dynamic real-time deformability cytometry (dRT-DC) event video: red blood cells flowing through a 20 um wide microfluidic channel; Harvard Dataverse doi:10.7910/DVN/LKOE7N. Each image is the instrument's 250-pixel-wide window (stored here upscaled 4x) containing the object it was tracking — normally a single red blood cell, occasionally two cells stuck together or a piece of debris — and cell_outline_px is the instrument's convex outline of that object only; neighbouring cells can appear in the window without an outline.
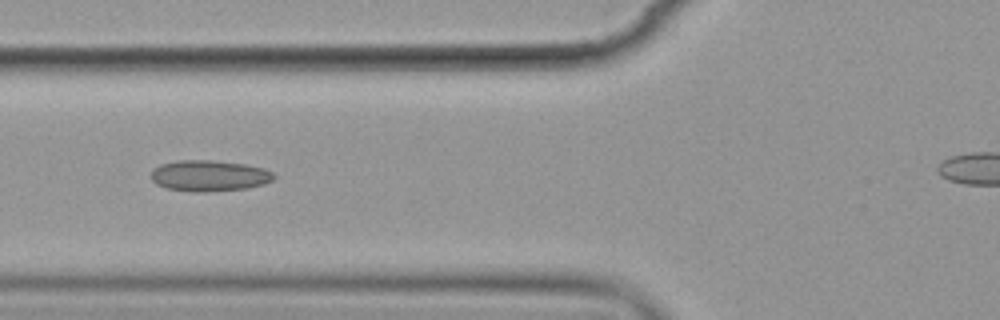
{"species": "common noctule bat (a hibernating species)", "species_latin": "Nyctalus noctula", "temperature_condition": "cold", "stored_images_in_passage": 14, "camera_frame_rate_fps": 3000, "um_per_image_px": 0.085, "animal": {"sex": "female", "body_mass_g": 19.9}, "frame": {"image": 1, "passage_image": 6, "time_ms": 6.667, "image_size_px": [1000, 320], "cell_outline_px": [[276, 176], [272, 180], [264, 184], [248, 188], [196, 192], [168, 188], [156, 184], [152, 180], [152, 168], [160, 164], [180, 160], [212, 160], [244, 164], [264, 168], [272, 172]], "centroid_in_image_um": [17.79, 14.92], "position_along_channel_um": 108.0, "area_um2": 22.08}}
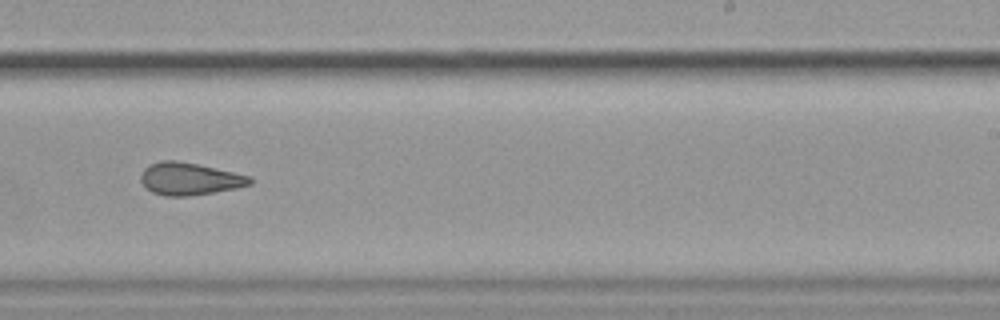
{"frame": {"image": 2, "passage_image": 10, "time_ms": 11.333, "image_size_px": [1000, 320], "cell_outline_px": [[252, 184], [236, 188], [188, 196], [164, 196], [152, 192], [140, 180], [140, 176], [144, 168], [160, 160], [176, 160], [196, 164], [252, 176]], "centroid_in_image_um": [16.11, 15.2], "position_along_channel_um": 272.9, "area_um2": 20.4}}
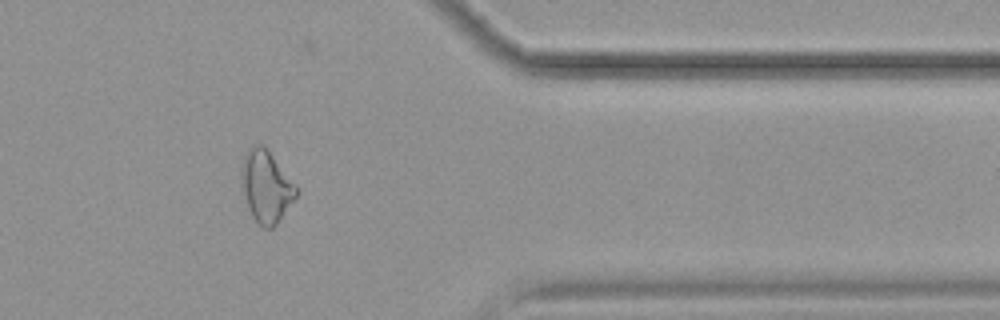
{"frame": {"image": 3, "passage_image": 13, "time_ms": 15.0, "image_size_px": [1000, 320], "cell_outline_px": [[296, 196], [276, 224], [272, 228], [264, 228], [252, 216], [248, 208], [240, 180], [240, 168], [244, 152], [248, 148], [256, 144], [264, 144], [296, 184]], "centroid_in_image_um": [22.58, 15.79], "position_along_channel_um": 388.8, "area_um2": 23.0}, "authors_computed_cell_mechanics": {"area_um2": 21.675, "velocity_mm_per_s": 3.5471, "shape_relaxation_time_tau1_ms": null, "shape_relaxation_time_tau2_ms": 2.0067, "deformation_change_tau1": null, "deformation_change_tau2": 0.0834}}